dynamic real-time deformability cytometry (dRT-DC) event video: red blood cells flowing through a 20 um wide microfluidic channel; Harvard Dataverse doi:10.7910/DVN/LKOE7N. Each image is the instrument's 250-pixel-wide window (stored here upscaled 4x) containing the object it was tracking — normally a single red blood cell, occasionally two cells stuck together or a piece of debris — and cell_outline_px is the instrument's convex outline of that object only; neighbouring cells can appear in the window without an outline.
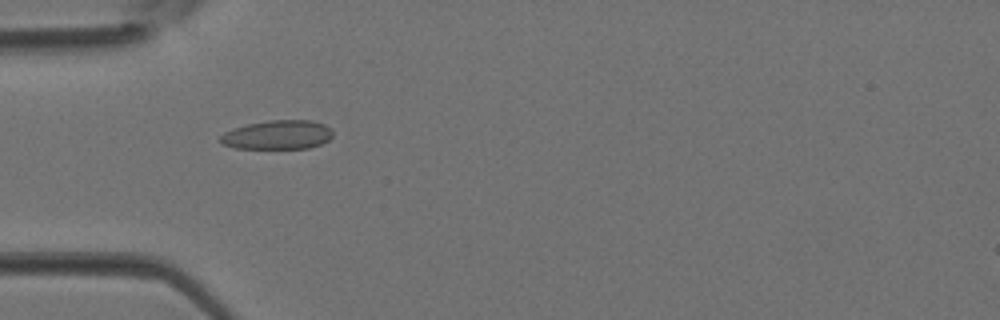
{"species": "Egyptian fruit bat (a non-hibernating species)", "species_latin": "Rousettus aegyptiacus", "temperature_condition": "room temperature", "stored_images_in_passage": 3, "camera_frame_rate_fps": 3000, "um_per_image_px": 0.085, "animal": {"sex": "female"}, "frame": {"image": 1, "passage_image": 2, "time_ms": 0.333, "image_size_px": [1000, 320], "cell_outline_px": [[332, 136], [328, 140], [320, 144], [308, 148], [236, 148], [220, 144], [220, 136], [224, 132], [232, 128], [248, 124], [268, 120], [312, 120], [324, 124], [332, 128]], "centroid_in_image_um": [23.58, 11.45], "position_along_channel_um": 61.4, "area_um2": 19.13}}
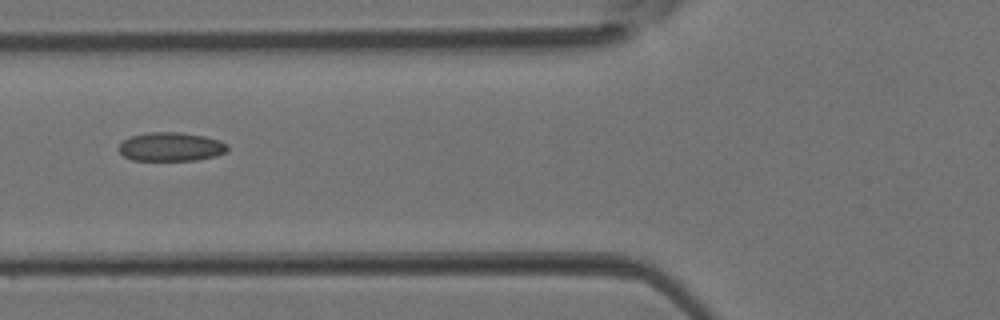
{"frame": {"image": 2, "passage_image": 3, "time_ms": 0.667, "image_size_px": [1000, 320], "cell_outline_px": [[228, 148], [224, 152], [216, 156], [196, 160], [132, 160], [124, 156], [116, 148], [124, 140], [132, 136], [148, 132], [180, 132], [204, 136], [220, 140], [228, 144]], "centroid_in_image_um": [14.52, 12.47], "position_along_channel_um": 111.3, "area_um2": 18.26}}